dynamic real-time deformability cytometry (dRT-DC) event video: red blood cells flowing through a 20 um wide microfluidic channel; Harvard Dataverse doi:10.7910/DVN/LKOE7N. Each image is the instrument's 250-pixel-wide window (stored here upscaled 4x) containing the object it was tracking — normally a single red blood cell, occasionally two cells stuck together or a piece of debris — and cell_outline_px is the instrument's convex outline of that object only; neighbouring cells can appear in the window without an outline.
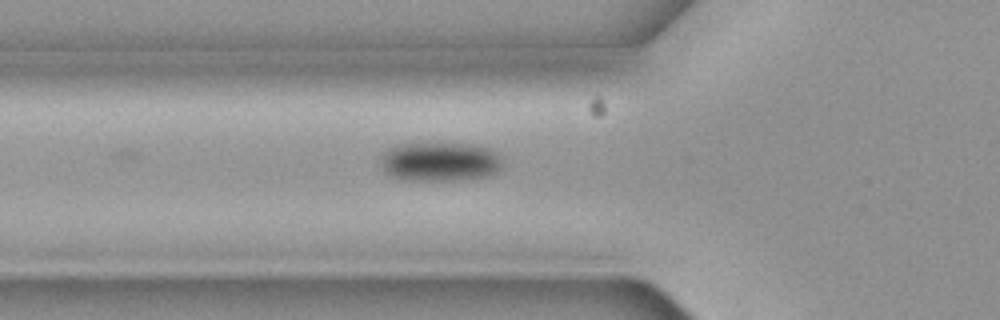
{"species": "common noctule bat (a hibernating species)", "species_latin": "Nyctalus noctula", "temperature_condition": "cold", "stored_images_in_passage": 6, "camera_frame_rate_fps": 3000, "um_per_image_px": 0.085, "animal": {"sex": "female", "body_mass_g": 19.3, "forearm_length_mm": 54.1}, "frame": {"image": 1, "passage_image": 6, "time_ms": 1.667, "image_size_px": [1000, 320], "cell_outline_px": [[504, 164], [496, 172], [488, 176], [464, 180], [400, 180], [384, 172], [380, 164], [380, 156], [388, 148], [396, 144], [468, 144], [492, 148], [504, 156]], "centroid_in_image_um": [37.43, 13.75], "position_along_channel_um": 88.4, "area_um2": 28.44}}